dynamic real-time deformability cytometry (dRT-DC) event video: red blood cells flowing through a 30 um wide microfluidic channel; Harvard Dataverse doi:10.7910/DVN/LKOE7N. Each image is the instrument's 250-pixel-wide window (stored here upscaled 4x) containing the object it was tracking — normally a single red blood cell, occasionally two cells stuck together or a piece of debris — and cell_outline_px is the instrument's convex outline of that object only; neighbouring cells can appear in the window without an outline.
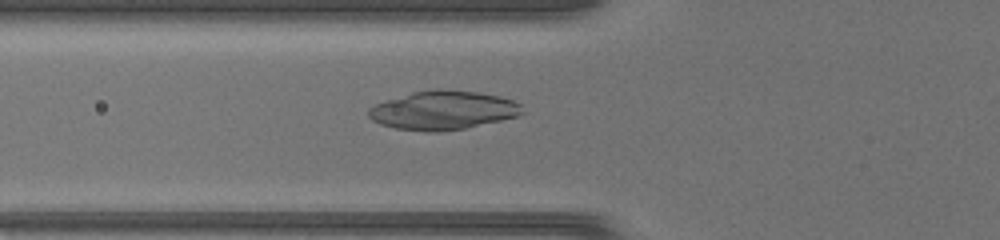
{"species": "common noctule bat (a hibernating species)", "species_latin": "Nyctalus noctula", "temperature_condition": "warm", "stored_images_in_passage": 35, "camera_frame_rate_fps": 3000, "um_per_image_px": 0.085, "animal": {"sex": "female", "body_mass_g": 17.0, "forearm_length_mm": 48.0}, "frame": {"image": 1, "passage_image": 8, "time_ms": 2.333, "image_size_px": [1000, 240], "cell_outline_px": [[524, 112], [516, 116], [500, 120], [464, 128], [440, 132], [428, 132], [396, 128], [380, 124], [372, 120], [368, 116], [368, 108], [376, 104], [412, 92], [440, 88], [480, 92], [500, 96], [512, 100], [520, 104]], "centroid_in_image_um": [37.65, 9.37], "position_along_channel_um": 88.1, "area_um2": 34.62}}
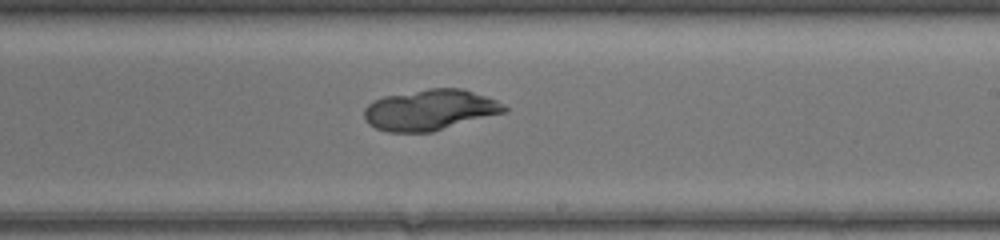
{"frame": {"image": 2, "passage_image": 19, "time_ms": 6.0, "image_size_px": [1000, 240], "cell_outline_px": [[508, 112], [432, 132], [388, 132], [376, 128], [368, 124], [364, 120], [364, 108], [372, 100], [384, 96], [428, 88], [464, 88], [496, 100], [508, 108]], "centroid_in_image_um": [36.55, 9.34], "position_along_channel_um": 252.5, "area_um2": 33.64}}
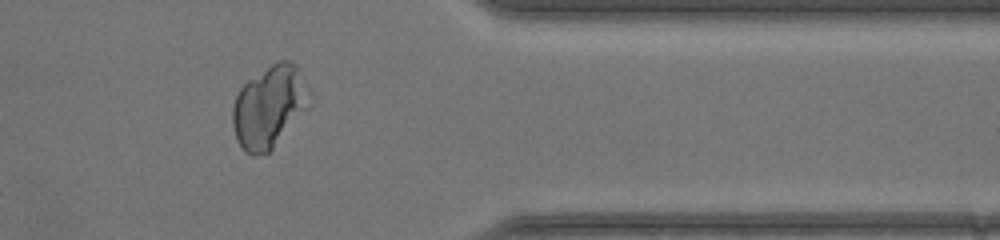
{"frame": {"image": 3, "passage_image": 29, "time_ms": 9.333, "image_size_px": [1000, 240], "cell_outline_px": [[300, 104], [272, 148], [268, 152], [256, 156], [252, 156], [244, 152], [236, 140], [232, 124], [232, 108], [236, 96], [240, 88], [248, 80], [272, 64], [280, 60], [288, 60], [296, 64]], "centroid_in_image_um": [22.57, 9.12], "position_along_channel_um": 388.8, "area_um2": 32.83}}